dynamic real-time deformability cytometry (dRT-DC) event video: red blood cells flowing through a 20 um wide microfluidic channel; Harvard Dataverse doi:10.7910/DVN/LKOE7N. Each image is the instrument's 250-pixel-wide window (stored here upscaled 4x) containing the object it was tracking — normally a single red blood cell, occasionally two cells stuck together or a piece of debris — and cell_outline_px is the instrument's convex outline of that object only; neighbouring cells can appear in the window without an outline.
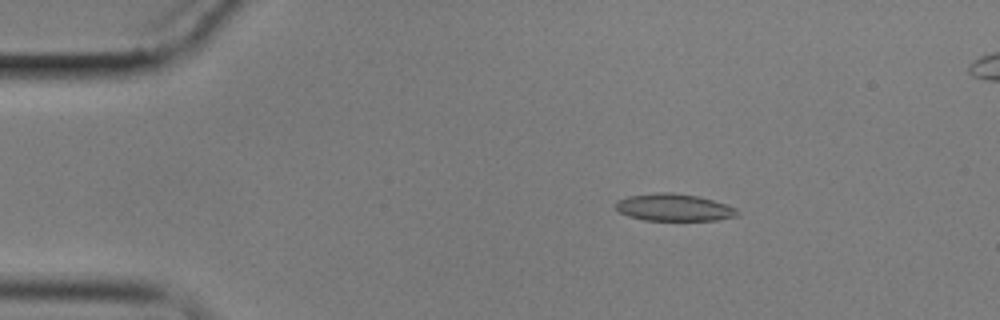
{"species": "common noctule bat (a hibernating species)", "species_latin": "Nyctalus noctula", "temperature_condition": "cold", "stored_images_in_passage": 6, "camera_frame_rate_fps": 3000, "um_per_image_px": 0.085, "animal": {"sex": "male", "body_mass_g": 17.9}, "frame": {"image": 1, "passage_image": 3, "time_ms": 2.333, "image_size_px": [1000, 320], "cell_outline_px": [[740, 212], [736, 216], [716, 220], [644, 220], [628, 216], [620, 212], [616, 208], [616, 200], [628, 196], [656, 192], [672, 192], [696, 196], [728, 204], [736, 208]], "centroid_in_image_um": [57.28, 17.63], "position_along_channel_um": 27.7, "area_um2": 19.31}}